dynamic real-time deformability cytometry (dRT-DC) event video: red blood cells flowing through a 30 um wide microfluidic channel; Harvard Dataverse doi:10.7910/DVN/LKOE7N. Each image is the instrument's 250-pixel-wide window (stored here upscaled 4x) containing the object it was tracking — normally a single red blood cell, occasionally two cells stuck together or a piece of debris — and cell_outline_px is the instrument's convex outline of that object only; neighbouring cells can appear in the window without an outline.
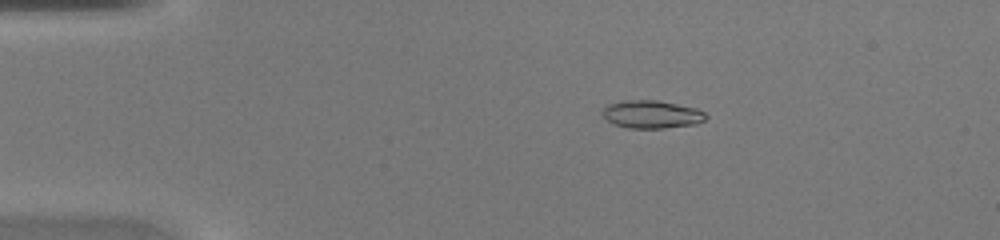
{"species": "common noctule bat (a hibernating species)", "species_latin": "Nyctalus noctula", "temperature_condition": "warm", "stored_images_in_passage": 45, "camera_frame_rate_fps": 3000, "um_per_image_px": 0.085, "animal": {"sex": "female", "body_mass_g": 20.0, "forearm_length_mm": 54.0}, "frame": {"image": 1, "passage_image": 8, "time_ms": 2.333, "image_size_px": [1000, 240], "cell_outline_px": [[708, 116], [704, 120], [696, 124], [664, 128], [628, 128], [616, 124], [608, 120], [600, 112], [608, 104], [624, 100], [656, 100], [696, 108], [704, 112]], "centroid_in_image_um": [55.4, 9.71], "position_along_channel_um": 29.6, "area_um2": 16.7}}
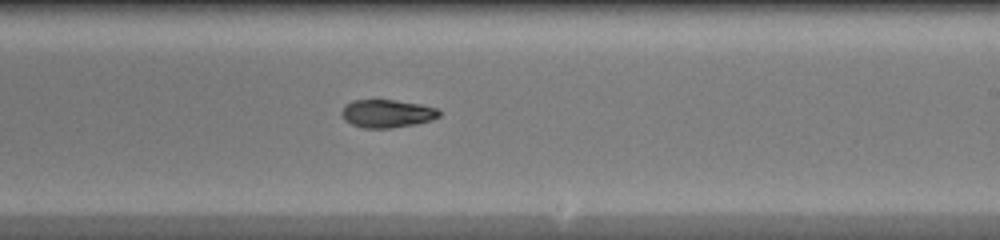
{"frame": {"image": 2, "passage_image": 27, "time_ms": 8.667, "image_size_px": [1000, 240], "cell_outline_px": [[440, 116], [432, 120], [392, 128], [364, 128], [352, 124], [344, 120], [340, 112], [344, 104], [352, 100], [392, 100], [420, 104], [436, 108], [440, 112]], "centroid_in_image_um": [32.85, 9.65], "position_along_channel_um": 256.1, "area_um2": 15.9}}
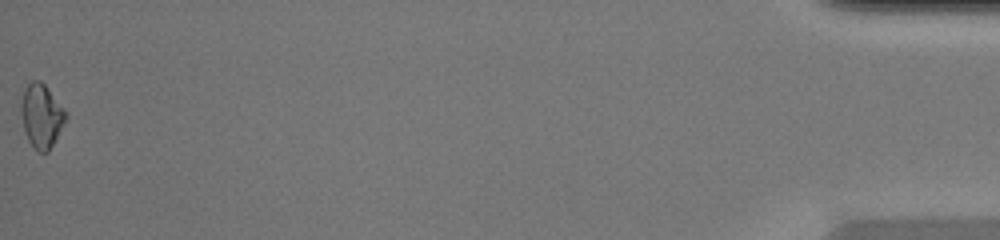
{"frame": {"image": 3, "passage_image": 45, "time_ms": 14.667, "image_size_px": [1000, 240], "cell_outline_px": [[68, 116], [64, 124], [48, 152], [36, 152], [28, 140], [24, 132], [20, 112], [20, 104], [24, 88], [32, 80], [40, 80], [44, 84], [68, 112]], "centroid_in_image_um": [3.52, 9.85], "position_along_channel_um": 431.7, "area_um2": 16.88}}